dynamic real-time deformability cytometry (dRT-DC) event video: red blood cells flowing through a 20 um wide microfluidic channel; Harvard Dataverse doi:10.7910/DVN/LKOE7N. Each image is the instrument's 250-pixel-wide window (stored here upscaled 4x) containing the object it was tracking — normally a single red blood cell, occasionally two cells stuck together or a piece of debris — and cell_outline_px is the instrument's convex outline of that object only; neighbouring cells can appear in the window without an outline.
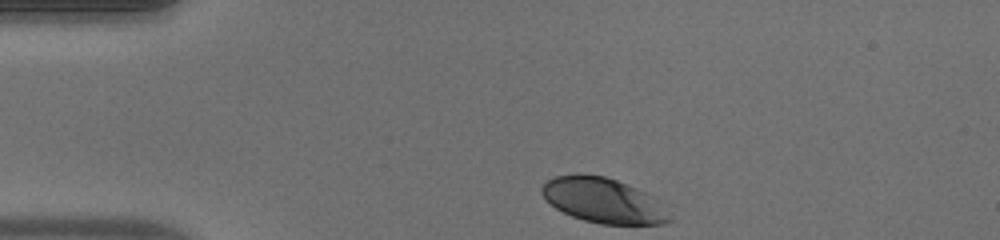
{"species": "human", "species_latin": "Homo sapiens", "temperature_condition": "warm", "stored_images_in_passage": 33, "camera_frame_rate_fps": 3000, "um_per_image_px": 0.085, "donor": {"sex": "male"}, "frame": {"image": 1, "passage_image": 1, "time_ms": 0.0, "image_size_px": [1000, 240], "cell_outline_px": [[672, 220], [664, 224], [600, 224], [584, 220], [572, 216], [556, 208], [540, 192], [540, 188], [548, 180], [556, 176], [576, 172], [604, 176], [616, 180], [636, 188], [652, 196], [672, 216]], "centroid_in_image_um": [51.27, 17.03], "position_along_channel_um": 33.7, "area_um2": 33.35}}
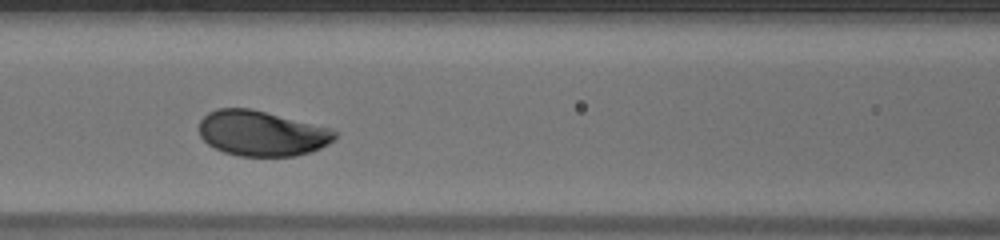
{"frame": {"image": 2, "passage_image": 13, "time_ms": 4.0, "image_size_px": [1000, 240], "cell_outline_px": [[336, 136], [328, 144], [312, 152], [296, 156], [240, 156], [224, 152], [208, 144], [200, 136], [200, 120], [208, 112], [216, 108], [252, 108], [332, 128], [336, 132]], "centroid_in_image_um": [22.26, 11.32], "position_along_channel_um": 144.3, "area_um2": 36.01}}
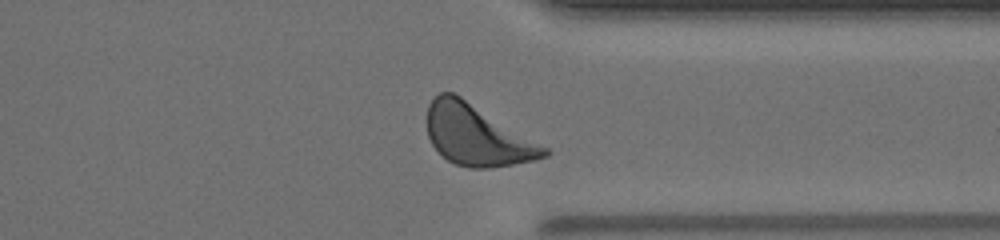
{"frame": {"image": 3, "passage_image": 30, "time_ms": 9.667, "image_size_px": [1000, 240], "cell_outline_px": [[552, 152], [548, 156], [536, 160], [492, 168], [468, 168], [456, 164], [448, 160], [432, 144], [428, 136], [428, 104], [440, 92], [456, 92], [548, 148]], "centroid_in_image_um": [40.57, 11.49], "position_along_channel_um": 370.8, "area_um2": 41.56}, "authors_computed_cell_mechanics": {"area_um2": 36.2406, "velocity_mm_per_s": 4.0257, "shape_relaxation_time_tau1_ms": 1.5596, "shape_relaxation_time_tau2_ms": null, "deformation_change_tau1": 0.1067, "deformation_change_tau2": null}}